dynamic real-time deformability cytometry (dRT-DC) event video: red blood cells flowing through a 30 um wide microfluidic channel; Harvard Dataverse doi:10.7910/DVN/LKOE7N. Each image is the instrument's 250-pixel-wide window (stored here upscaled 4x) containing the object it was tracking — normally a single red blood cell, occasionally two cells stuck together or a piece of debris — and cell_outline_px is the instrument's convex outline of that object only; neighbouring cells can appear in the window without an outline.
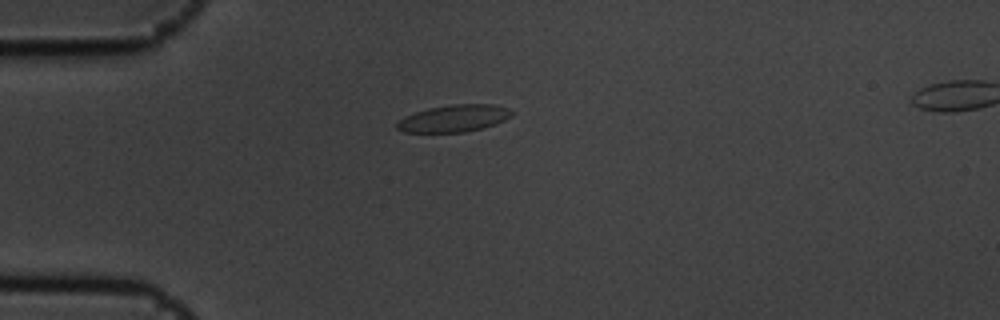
{"species": "common noctule bat (a hibernating species)", "species_latin": "Nyctalus noctula", "temperature_condition": "cold", "stored_images_in_passage": 2, "camera_frame_rate_fps": 3000, "um_per_image_px": 0.085, "animal": {"sex": "male", "body_mass_g": 19.5, "forearm_length_mm": 54.6}, "frame": {"image": 1, "passage_image": 1, "time_ms": 0.0, "image_size_px": [1000, 320], "cell_outline_px": [[512, 116], [496, 124], [484, 128], [464, 132], [404, 132], [396, 128], [396, 124], [404, 116], [428, 108], [452, 104], [496, 104], [508, 108], [512, 112]], "centroid_in_image_um": [38.61, 10.06], "position_along_channel_um": 46.4, "area_um2": 18.15}}